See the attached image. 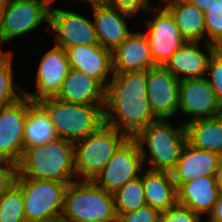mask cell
Segmentation results:
<instances>
[{
	"label": "cell",
	"instance_id": "1",
	"mask_svg": "<svg viewBox=\"0 0 222 222\" xmlns=\"http://www.w3.org/2000/svg\"><path fill=\"white\" fill-rule=\"evenodd\" d=\"M17 179L52 180L66 185L75 181L74 144L57 138L44 145L24 148L17 163Z\"/></svg>",
	"mask_w": 222,
	"mask_h": 222
},
{
	"label": "cell",
	"instance_id": "2",
	"mask_svg": "<svg viewBox=\"0 0 222 222\" xmlns=\"http://www.w3.org/2000/svg\"><path fill=\"white\" fill-rule=\"evenodd\" d=\"M64 222H116L113 195L93 181H73L64 192Z\"/></svg>",
	"mask_w": 222,
	"mask_h": 222
},
{
	"label": "cell",
	"instance_id": "3",
	"mask_svg": "<svg viewBox=\"0 0 222 222\" xmlns=\"http://www.w3.org/2000/svg\"><path fill=\"white\" fill-rule=\"evenodd\" d=\"M134 139L139 144L143 164L148 159L149 169L171 172L187 142L186 127L185 124L179 128L173 127L167 119H158L142 129ZM144 144L149 150V156Z\"/></svg>",
	"mask_w": 222,
	"mask_h": 222
},
{
	"label": "cell",
	"instance_id": "4",
	"mask_svg": "<svg viewBox=\"0 0 222 222\" xmlns=\"http://www.w3.org/2000/svg\"><path fill=\"white\" fill-rule=\"evenodd\" d=\"M58 138L72 143L97 131L103 124L104 106H90L63 101L56 97L41 99Z\"/></svg>",
	"mask_w": 222,
	"mask_h": 222
},
{
	"label": "cell",
	"instance_id": "5",
	"mask_svg": "<svg viewBox=\"0 0 222 222\" xmlns=\"http://www.w3.org/2000/svg\"><path fill=\"white\" fill-rule=\"evenodd\" d=\"M128 137L106 123L87 137L74 142L77 180L93 181Z\"/></svg>",
	"mask_w": 222,
	"mask_h": 222
},
{
	"label": "cell",
	"instance_id": "6",
	"mask_svg": "<svg viewBox=\"0 0 222 222\" xmlns=\"http://www.w3.org/2000/svg\"><path fill=\"white\" fill-rule=\"evenodd\" d=\"M23 194L26 222L60 219L63 211L65 183L43 179H17Z\"/></svg>",
	"mask_w": 222,
	"mask_h": 222
},
{
	"label": "cell",
	"instance_id": "7",
	"mask_svg": "<svg viewBox=\"0 0 222 222\" xmlns=\"http://www.w3.org/2000/svg\"><path fill=\"white\" fill-rule=\"evenodd\" d=\"M141 150L134 138H127L114 152L105 167L93 182L104 190L113 193L143 171Z\"/></svg>",
	"mask_w": 222,
	"mask_h": 222
},
{
	"label": "cell",
	"instance_id": "8",
	"mask_svg": "<svg viewBox=\"0 0 222 222\" xmlns=\"http://www.w3.org/2000/svg\"><path fill=\"white\" fill-rule=\"evenodd\" d=\"M49 25L50 8L39 0H11L0 11V45L38 28L42 21Z\"/></svg>",
	"mask_w": 222,
	"mask_h": 222
},
{
	"label": "cell",
	"instance_id": "9",
	"mask_svg": "<svg viewBox=\"0 0 222 222\" xmlns=\"http://www.w3.org/2000/svg\"><path fill=\"white\" fill-rule=\"evenodd\" d=\"M33 101L24 95L0 109V161L17 164L24 150V123Z\"/></svg>",
	"mask_w": 222,
	"mask_h": 222
},
{
	"label": "cell",
	"instance_id": "10",
	"mask_svg": "<svg viewBox=\"0 0 222 222\" xmlns=\"http://www.w3.org/2000/svg\"><path fill=\"white\" fill-rule=\"evenodd\" d=\"M154 18L145 20V35L156 66H164L172 54L187 41L182 37L171 13L165 8H151Z\"/></svg>",
	"mask_w": 222,
	"mask_h": 222
},
{
	"label": "cell",
	"instance_id": "11",
	"mask_svg": "<svg viewBox=\"0 0 222 222\" xmlns=\"http://www.w3.org/2000/svg\"><path fill=\"white\" fill-rule=\"evenodd\" d=\"M182 114L190 115L188 122L213 118L222 114V105L208 82L207 77L180 81L179 105Z\"/></svg>",
	"mask_w": 222,
	"mask_h": 222
},
{
	"label": "cell",
	"instance_id": "12",
	"mask_svg": "<svg viewBox=\"0 0 222 222\" xmlns=\"http://www.w3.org/2000/svg\"><path fill=\"white\" fill-rule=\"evenodd\" d=\"M49 27L55 33L56 45L63 49L76 45H99L93 21L60 8H50Z\"/></svg>",
	"mask_w": 222,
	"mask_h": 222
},
{
	"label": "cell",
	"instance_id": "13",
	"mask_svg": "<svg viewBox=\"0 0 222 222\" xmlns=\"http://www.w3.org/2000/svg\"><path fill=\"white\" fill-rule=\"evenodd\" d=\"M180 81L164 66L147 70V99L158 119H170L177 113Z\"/></svg>",
	"mask_w": 222,
	"mask_h": 222
},
{
	"label": "cell",
	"instance_id": "14",
	"mask_svg": "<svg viewBox=\"0 0 222 222\" xmlns=\"http://www.w3.org/2000/svg\"><path fill=\"white\" fill-rule=\"evenodd\" d=\"M103 109L105 123L128 138H134L147 125L158 120L149 101L105 102Z\"/></svg>",
	"mask_w": 222,
	"mask_h": 222
},
{
	"label": "cell",
	"instance_id": "15",
	"mask_svg": "<svg viewBox=\"0 0 222 222\" xmlns=\"http://www.w3.org/2000/svg\"><path fill=\"white\" fill-rule=\"evenodd\" d=\"M70 70L65 49L54 46L41 58L36 74V92L24 91L33 102L55 97Z\"/></svg>",
	"mask_w": 222,
	"mask_h": 222
},
{
	"label": "cell",
	"instance_id": "16",
	"mask_svg": "<svg viewBox=\"0 0 222 222\" xmlns=\"http://www.w3.org/2000/svg\"><path fill=\"white\" fill-rule=\"evenodd\" d=\"M65 51L70 68L84 72L106 87L114 74L112 51L100 45H76L66 48Z\"/></svg>",
	"mask_w": 222,
	"mask_h": 222
},
{
	"label": "cell",
	"instance_id": "17",
	"mask_svg": "<svg viewBox=\"0 0 222 222\" xmlns=\"http://www.w3.org/2000/svg\"><path fill=\"white\" fill-rule=\"evenodd\" d=\"M222 156L200 150L188 142L183 146L175 168L171 171L176 188L203 176L216 175Z\"/></svg>",
	"mask_w": 222,
	"mask_h": 222
},
{
	"label": "cell",
	"instance_id": "18",
	"mask_svg": "<svg viewBox=\"0 0 222 222\" xmlns=\"http://www.w3.org/2000/svg\"><path fill=\"white\" fill-rule=\"evenodd\" d=\"M92 11L97 41L103 48L113 51L132 33L125 19L133 18V14L105 3L93 6Z\"/></svg>",
	"mask_w": 222,
	"mask_h": 222
},
{
	"label": "cell",
	"instance_id": "19",
	"mask_svg": "<svg viewBox=\"0 0 222 222\" xmlns=\"http://www.w3.org/2000/svg\"><path fill=\"white\" fill-rule=\"evenodd\" d=\"M200 42H186L178 48L164 67L179 81L185 79L203 78L208 73V62L212 54L218 49L216 45L205 43L208 54L199 48ZM180 74L183 76L180 77Z\"/></svg>",
	"mask_w": 222,
	"mask_h": 222
},
{
	"label": "cell",
	"instance_id": "20",
	"mask_svg": "<svg viewBox=\"0 0 222 222\" xmlns=\"http://www.w3.org/2000/svg\"><path fill=\"white\" fill-rule=\"evenodd\" d=\"M155 66L145 33H131L112 51L113 72L141 71Z\"/></svg>",
	"mask_w": 222,
	"mask_h": 222
},
{
	"label": "cell",
	"instance_id": "21",
	"mask_svg": "<svg viewBox=\"0 0 222 222\" xmlns=\"http://www.w3.org/2000/svg\"><path fill=\"white\" fill-rule=\"evenodd\" d=\"M55 97L75 104L104 106L105 87L97 79L70 68Z\"/></svg>",
	"mask_w": 222,
	"mask_h": 222
},
{
	"label": "cell",
	"instance_id": "22",
	"mask_svg": "<svg viewBox=\"0 0 222 222\" xmlns=\"http://www.w3.org/2000/svg\"><path fill=\"white\" fill-rule=\"evenodd\" d=\"M216 175L203 176L182 183L177 188V203L190 208L200 216L210 214L220 195Z\"/></svg>",
	"mask_w": 222,
	"mask_h": 222
},
{
	"label": "cell",
	"instance_id": "23",
	"mask_svg": "<svg viewBox=\"0 0 222 222\" xmlns=\"http://www.w3.org/2000/svg\"><path fill=\"white\" fill-rule=\"evenodd\" d=\"M147 70L114 72L105 87V102L148 101Z\"/></svg>",
	"mask_w": 222,
	"mask_h": 222
},
{
	"label": "cell",
	"instance_id": "24",
	"mask_svg": "<svg viewBox=\"0 0 222 222\" xmlns=\"http://www.w3.org/2000/svg\"><path fill=\"white\" fill-rule=\"evenodd\" d=\"M142 176L146 205L162 213L177 204V188L171 172L149 169Z\"/></svg>",
	"mask_w": 222,
	"mask_h": 222
},
{
	"label": "cell",
	"instance_id": "25",
	"mask_svg": "<svg viewBox=\"0 0 222 222\" xmlns=\"http://www.w3.org/2000/svg\"><path fill=\"white\" fill-rule=\"evenodd\" d=\"M165 2L164 7L173 16L182 37L187 42L204 40L206 43L204 13L187 0H165Z\"/></svg>",
	"mask_w": 222,
	"mask_h": 222
},
{
	"label": "cell",
	"instance_id": "26",
	"mask_svg": "<svg viewBox=\"0 0 222 222\" xmlns=\"http://www.w3.org/2000/svg\"><path fill=\"white\" fill-rule=\"evenodd\" d=\"M185 127L190 145L222 156V115L186 122Z\"/></svg>",
	"mask_w": 222,
	"mask_h": 222
},
{
	"label": "cell",
	"instance_id": "27",
	"mask_svg": "<svg viewBox=\"0 0 222 222\" xmlns=\"http://www.w3.org/2000/svg\"><path fill=\"white\" fill-rule=\"evenodd\" d=\"M57 138L49 113L39 102H33L28 107V114L24 123V148L44 145Z\"/></svg>",
	"mask_w": 222,
	"mask_h": 222
},
{
	"label": "cell",
	"instance_id": "28",
	"mask_svg": "<svg viewBox=\"0 0 222 222\" xmlns=\"http://www.w3.org/2000/svg\"><path fill=\"white\" fill-rule=\"evenodd\" d=\"M116 214L135 211L146 205L142 176L128 181L113 193Z\"/></svg>",
	"mask_w": 222,
	"mask_h": 222
},
{
	"label": "cell",
	"instance_id": "29",
	"mask_svg": "<svg viewBox=\"0 0 222 222\" xmlns=\"http://www.w3.org/2000/svg\"><path fill=\"white\" fill-rule=\"evenodd\" d=\"M12 56V51L4 52L0 49V109L24 96V90L13 82Z\"/></svg>",
	"mask_w": 222,
	"mask_h": 222
},
{
	"label": "cell",
	"instance_id": "30",
	"mask_svg": "<svg viewBox=\"0 0 222 222\" xmlns=\"http://www.w3.org/2000/svg\"><path fill=\"white\" fill-rule=\"evenodd\" d=\"M0 222H26L23 194L17 184L0 197Z\"/></svg>",
	"mask_w": 222,
	"mask_h": 222
},
{
	"label": "cell",
	"instance_id": "31",
	"mask_svg": "<svg viewBox=\"0 0 222 222\" xmlns=\"http://www.w3.org/2000/svg\"><path fill=\"white\" fill-rule=\"evenodd\" d=\"M206 42L222 48V5L209 7L204 12Z\"/></svg>",
	"mask_w": 222,
	"mask_h": 222
},
{
	"label": "cell",
	"instance_id": "32",
	"mask_svg": "<svg viewBox=\"0 0 222 222\" xmlns=\"http://www.w3.org/2000/svg\"><path fill=\"white\" fill-rule=\"evenodd\" d=\"M207 71L211 77H207L208 82L222 105V48H218L210 57Z\"/></svg>",
	"mask_w": 222,
	"mask_h": 222
},
{
	"label": "cell",
	"instance_id": "33",
	"mask_svg": "<svg viewBox=\"0 0 222 222\" xmlns=\"http://www.w3.org/2000/svg\"><path fill=\"white\" fill-rule=\"evenodd\" d=\"M201 216L190 208L176 204L162 212L159 222H200Z\"/></svg>",
	"mask_w": 222,
	"mask_h": 222
},
{
	"label": "cell",
	"instance_id": "34",
	"mask_svg": "<svg viewBox=\"0 0 222 222\" xmlns=\"http://www.w3.org/2000/svg\"><path fill=\"white\" fill-rule=\"evenodd\" d=\"M161 213L149 205L127 213L117 214L116 222H159Z\"/></svg>",
	"mask_w": 222,
	"mask_h": 222
},
{
	"label": "cell",
	"instance_id": "35",
	"mask_svg": "<svg viewBox=\"0 0 222 222\" xmlns=\"http://www.w3.org/2000/svg\"><path fill=\"white\" fill-rule=\"evenodd\" d=\"M17 164L0 161V197L16 184Z\"/></svg>",
	"mask_w": 222,
	"mask_h": 222
},
{
	"label": "cell",
	"instance_id": "36",
	"mask_svg": "<svg viewBox=\"0 0 222 222\" xmlns=\"http://www.w3.org/2000/svg\"><path fill=\"white\" fill-rule=\"evenodd\" d=\"M150 0H104V3L110 7L126 11L134 16L138 12H148Z\"/></svg>",
	"mask_w": 222,
	"mask_h": 222
},
{
	"label": "cell",
	"instance_id": "37",
	"mask_svg": "<svg viewBox=\"0 0 222 222\" xmlns=\"http://www.w3.org/2000/svg\"><path fill=\"white\" fill-rule=\"evenodd\" d=\"M208 216L210 219L208 222H222V191L215 203L213 211Z\"/></svg>",
	"mask_w": 222,
	"mask_h": 222
},
{
	"label": "cell",
	"instance_id": "38",
	"mask_svg": "<svg viewBox=\"0 0 222 222\" xmlns=\"http://www.w3.org/2000/svg\"><path fill=\"white\" fill-rule=\"evenodd\" d=\"M195 4L203 13L208 11L209 7L222 5V0H187Z\"/></svg>",
	"mask_w": 222,
	"mask_h": 222
},
{
	"label": "cell",
	"instance_id": "39",
	"mask_svg": "<svg viewBox=\"0 0 222 222\" xmlns=\"http://www.w3.org/2000/svg\"><path fill=\"white\" fill-rule=\"evenodd\" d=\"M216 180L220 190L222 191V161L216 173Z\"/></svg>",
	"mask_w": 222,
	"mask_h": 222
},
{
	"label": "cell",
	"instance_id": "40",
	"mask_svg": "<svg viewBox=\"0 0 222 222\" xmlns=\"http://www.w3.org/2000/svg\"><path fill=\"white\" fill-rule=\"evenodd\" d=\"M79 1H86L89 4H91V7L104 3V0H79Z\"/></svg>",
	"mask_w": 222,
	"mask_h": 222
},
{
	"label": "cell",
	"instance_id": "41",
	"mask_svg": "<svg viewBox=\"0 0 222 222\" xmlns=\"http://www.w3.org/2000/svg\"><path fill=\"white\" fill-rule=\"evenodd\" d=\"M10 2L11 0H0V11L4 9Z\"/></svg>",
	"mask_w": 222,
	"mask_h": 222
},
{
	"label": "cell",
	"instance_id": "42",
	"mask_svg": "<svg viewBox=\"0 0 222 222\" xmlns=\"http://www.w3.org/2000/svg\"><path fill=\"white\" fill-rule=\"evenodd\" d=\"M39 1L45 3L49 8H52V6L50 4L56 0H39Z\"/></svg>",
	"mask_w": 222,
	"mask_h": 222
},
{
	"label": "cell",
	"instance_id": "43",
	"mask_svg": "<svg viewBox=\"0 0 222 222\" xmlns=\"http://www.w3.org/2000/svg\"><path fill=\"white\" fill-rule=\"evenodd\" d=\"M43 222H64L61 219H55V220H49V221H43Z\"/></svg>",
	"mask_w": 222,
	"mask_h": 222
}]
</instances>
